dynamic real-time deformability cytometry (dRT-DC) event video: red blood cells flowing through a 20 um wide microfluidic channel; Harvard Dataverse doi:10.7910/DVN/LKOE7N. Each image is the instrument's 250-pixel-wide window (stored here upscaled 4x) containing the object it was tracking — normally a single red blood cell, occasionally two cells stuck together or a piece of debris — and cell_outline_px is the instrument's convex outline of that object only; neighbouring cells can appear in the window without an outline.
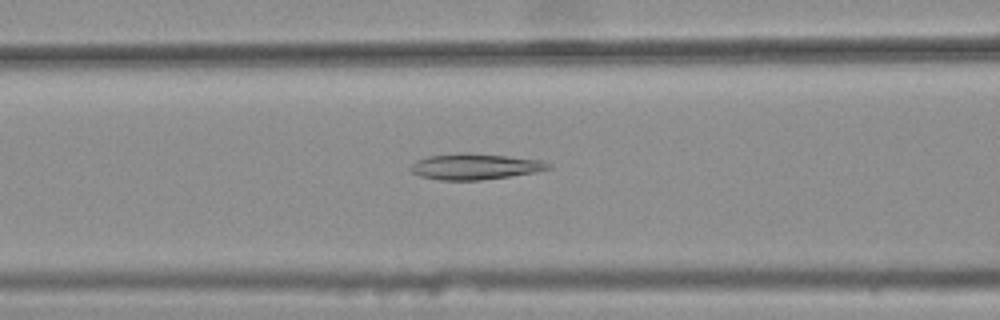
{"species": "common noctule bat (a hibernating species)", "species_latin": "Nyctalus noctula", "temperature_condition": "warm", "stored_images_in_passage": 37, "camera_frame_rate_fps": 3000, "um_per_image_px": 0.085, "animal": {"sex": "female", "body_mass_g": 25.1}, "frame": {"image": 1, "passage_image": 12, "time_ms": 3.667, "image_size_px": [1000, 320], "cell_outline_px": [[552, 168], [532, 172], [508, 176], [480, 180], [440, 180], [420, 176], [412, 172], [412, 164], [416, 160], [428, 156], [460, 152], [468, 152], [508, 156], [544, 160], [552, 164]], "centroid_in_image_um": [40.39, 14.14], "position_along_channel_um": 126.2, "area_um2": 20.81}}
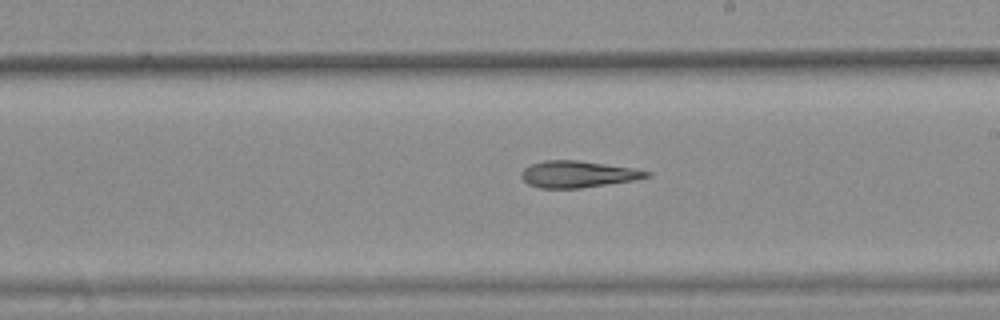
{"frame": {"image": 2, "passage_image": 21, "time_ms": 6.667, "image_size_px": [1000, 320], "cell_outline_px": [[652, 176], [636, 180], [580, 188], [540, 188], [528, 184], [520, 176], [520, 172], [524, 168], [532, 164], [544, 160], [576, 160], [636, 168], [652, 172]], "centroid_in_image_um": [49.15, 14.8], "position_along_channel_um": 239.9, "area_um2": 19.59}}
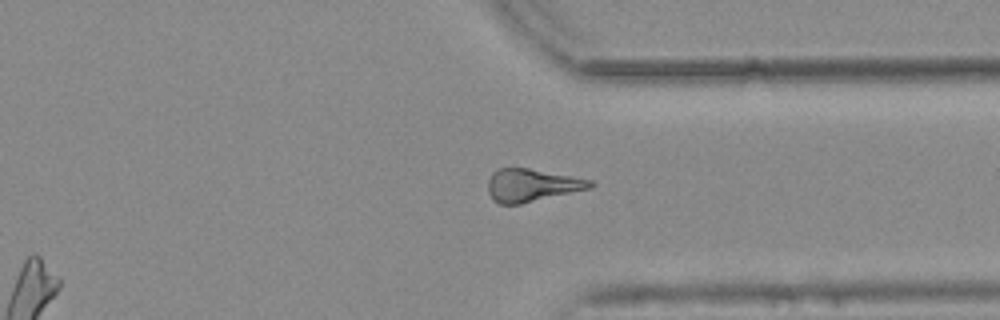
{"frame": {"image": 3, "passage_image": 31, "time_ms": 10.0, "image_size_px": [1000, 320], "cell_outline_px": [[596, 184], [592, 188], [520, 204], [500, 204], [492, 200], [488, 192], [488, 180], [492, 172], [500, 168], [528, 168], [592, 180]], "centroid_in_image_um": [45.2, 15.75], "position_along_channel_um": 366.2, "area_um2": 19.54}}